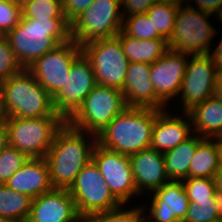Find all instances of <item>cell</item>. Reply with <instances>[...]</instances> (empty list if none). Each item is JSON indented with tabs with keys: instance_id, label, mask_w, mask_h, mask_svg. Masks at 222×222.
<instances>
[{
	"instance_id": "cell-40",
	"label": "cell",
	"mask_w": 222,
	"mask_h": 222,
	"mask_svg": "<svg viewBox=\"0 0 222 222\" xmlns=\"http://www.w3.org/2000/svg\"><path fill=\"white\" fill-rule=\"evenodd\" d=\"M214 96L217 99L222 100V70L218 71V74H217Z\"/></svg>"
},
{
	"instance_id": "cell-14",
	"label": "cell",
	"mask_w": 222,
	"mask_h": 222,
	"mask_svg": "<svg viewBox=\"0 0 222 222\" xmlns=\"http://www.w3.org/2000/svg\"><path fill=\"white\" fill-rule=\"evenodd\" d=\"M96 85L93 67L82 53L72 64L64 86L52 97L55 112L67 121Z\"/></svg>"
},
{
	"instance_id": "cell-28",
	"label": "cell",
	"mask_w": 222,
	"mask_h": 222,
	"mask_svg": "<svg viewBox=\"0 0 222 222\" xmlns=\"http://www.w3.org/2000/svg\"><path fill=\"white\" fill-rule=\"evenodd\" d=\"M21 7L22 17L27 19H66L62 0H28Z\"/></svg>"
},
{
	"instance_id": "cell-19",
	"label": "cell",
	"mask_w": 222,
	"mask_h": 222,
	"mask_svg": "<svg viewBox=\"0 0 222 222\" xmlns=\"http://www.w3.org/2000/svg\"><path fill=\"white\" fill-rule=\"evenodd\" d=\"M129 158L137 193L141 194L143 199L144 194H151L169 181L163 153L149 147L130 155Z\"/></svg>"
},
{
	"instance_id": "cell-20",
	"label": "cell",
	"mask_w": 222,
	"mask_h": 222,
	"mask_svg": "<svg viewBox=\"0 0 222 222\" xmlns=\"http://www.w3.org/2000/svg\"><path fill=\"white\" fill-rule=\"evenodd\" d=\"M168 110H162L156 116L152 129L150 147L161 153L174 149L193 134L191 120L187 113L172 115Z\"/></svg>"
},
{
	"instance_id": "cell-6",
	"label": "cell",
	"mask_w": 222,
	"mask_h": 222,
	"mask_svg": "<svg viewBox=\"0 0 222 222\" xmlns=\"http://www.w3.org/2000/svg\"><path fill=\"white\" fill-rule=\"evenodd\" d=\"M212 16L222 22L220 17L212 13L187 4L179 6L176 22L168 39L169 49L190 55L208 54L215 35H218V30L209 20Z\"/></svg>"
},
{
	"instance_id": "cell-41",
	"label": "cell",
	"mask_w": 222,
	"mask_h": 222,
	"mask_svg": "<svg viewBox=\"0 0 222 222\" xmlns=\"http://www.w3.org/2000/svg\"><path fill=\"white\" fill-rule=\"evenodd\" d=\"M214 181L216 185L217 194L222 199V165L220 166V169L215 173Z\"/></svg>"
},
{
	"instance_id": "cell-27",
	"label": "cell",
	"mask_w": 222,
	"mask_h": 222,
	"mask_svg": "<svg viewBox=\"0 0 222 222\" xmlns=\"http://www.w3.org/2000/svg\"><path fill=\"white\" fill-rule=\"evenodd\" d=\"M178 8L177 5L154 3L146 12L154 25V30H157L158 34L167 41L173 31Z\"/></svg>"
},
{
	"instance_id": "cell-13",
	"label": "cell",
	"mask_w": 222,
	"mask_h": 222,
	"mask_svg": "<svg viewBox=\"0 0 222 222\" xmlns=\"http://www.w3.org/2000/svg\"><path fill=\"white\" fill-rule=\"evenodd\" d=\"M218 69L208 54L189 55L182 79L179 99L180 112L186 113L193 106L214 96Z\"/></svg>"
},
{
	"instance_id": "cell-18",
	"label": "cell",
	"mask_w": 222,
	"mask_h": 222,
	"mask_svg": "<svg viewBox=\"0 0 222 222\" xmlns=\"http://www.w3.org/2000/svg\"><path fill=\"white\" fill-rule=\"evenodd\" d=\"M151 64L129 62L123 87V95L127 107L152 108L165 110L168 108L157 96L150 79Z\"/></svg>"
},
{
	"instance_id": "cell-7",
	"label": "cell",
	"mask_w": 222,
	"mask_h": 222,
	"mask_svg": "<svg viewBox=\"0 0 222 222\" xmlns=\"http://www.w3.org/2000/svg\"><path fill=\"white\" fill-rule=\"evenodd\" d=\"M126 108L122 90L97 84L67 123L97 136Z\"/></svg>"
},
{
	"instance_id": "cell-3",
	"label": "cell",
	"mask_w": 222,
	"mask_h": 222,
	"mask_svg": "<svg viewBox=\"0 0 222 222\" xmlns=\"http://www.w3.org/2000/svg\"><path fill=\"white\" fill-rule=\"evenodd\" d=\"M23 68L71 40L70 22L67 19L36 20L21 17L19 24L5 36Z\"/></svg>"
},
{
	"instance_id": "cell-30",
	"label": "cell",
	"mask_w": 222,
	"mask_h": 222,
	"mask_svg": "<svg viewBox=\"0 0 222 222\" xmlns=\"http://www.w3.org/2000/svg\"><path fill=\"white\" fill-rule=\"evenodd\" d=\"M122 31L127 36H132L140 40L162 38L157 30H154V25L146 13L124 16Z\"/></svg>"
},
{
	"instance_id": "cell-22",
	"label": "cell",
	"mask_w": 222,
	"mask_h": 222,
	"mask_svg": "<svg viewBox=\"0 0 222 222\" xmlns=\"http://www.w3.org/2000/svg\"><path fill=\"white\" fill-rule=\"evenodd\" d=\"M186 113L190 117L194 134L209 139L222 137V100L212 96Z\"/></svg>"
},
{
	"instance_id": "cell-1",
	"label": "cell",
	"mask_w": 222,
	"mask_h": 222,
	"mask_svg": "<svg viewBox=\"0 0 222 222\" xmlns=\"http://www.w3.org/2000/svg\"><path fill=\"white\" fill-rule=\"evenodd\" d=\"M97 136L70 126L57 132L45 159L53 188L69 189L83 167L92 160Z\"/></svg>"
},
{
	"instance_id": "cell-21",
	"label": "cell",
	"mask_w": 222,
	"mask_h": 222,
	"mask_svg": "<svg viewBox=\"0 0 222 222\" xmlns=\"http://www.w3.org/2000/svg\"><path fill=\"white\" fill-rule=\"evenodd\" d=\"M14 191L36 198L53 189L45 158H29L6 182Z\"/></svg>"
},
{
	"instance_id": "cell-42",
	"label": "cell",
	"mask_w": 222,
	"mask_h": 222,
	"mask_svg": "<svg viewBox=\"0 0 222 222\" xmlns=\"http://www.w3.org/2000/svg\"><path fill=\"white\" fill-rule=\"evenodd\" d=\"M8 145L7 130L5 124H0V152Z\"/></svg>"
},
{
	"instance_id": "cell-24",
	"label": "cell",
	"mask_w": 222,
	"mask_h": 222,
	"mask_svg": "<svg viewBox=\"0 0 222 222\" xmlns=\"http://www.w3.org/2000/svg\"><path fill=\"white\" fill-rule=\"evenodd\" d=\"M222 165L219 139L204 138L195 151L189 167V178H214Z\"/></svg>"
},
{
	"instance_id": "cell-15",
	"label": "cell",
	"mask_w": 222,
	"mask_h": 222,
	"mask_svg": "<svg viewBox=\"0 0 222 222\" xmlns=\"http://www.w3.org/2000/svg\"><path fill=\"white\" fill-rule=\"evenodd\" d=\"M149 197H152L149 202L151 205L146 202L140 203L143 205L144 213H149L145 214L147 221L183 222L185 220L190 202L182 181L169 180L159 189H155Z\"/></svg>"
},
{
	"instance_id": "cell-12",
	"label": "cell",
	"mask_w": 222,
	"mask_h": 222,
	"mask_svg": "<svg viewBox=\"0 0 222 222\" xmlns=\"http://www.w3.org/2000/svg\"><path fill=\"white\" fill-rule=\"evenodd\" d=\"M92 160L106 180L112 195L121 203H132L130 199L139 196L135 187L129 155L114 152L96 144Z\"/></svg>"
},
{
	"instance_id": "cell-4",
	"label": "cell",
	"mask_w": 222,
	"mask_h": 222,
	"mask_svg": "<svg viewBox=\"0 0 222 222\" xmlns=\"http://www.w3.org/2000/svg\"><path fill=\"white\" fill-rule=\"evenodd\" d=\"M8 117L39 118L52 115V96L24 68L0 83Z\"/></svg>"
},
{
	"instance_id": "cell-38",
	"label": "cell",
	"mask_w": 222,
	"mask_h": 222,
	"mask_svg": "<svg viewBox=\"0 0 222 222\" xmlns=\"http://www.w3.org/2000/svg\"><path fill=\"white\" fill-rule=\"evenodd\" d=\"M185 4L212 13L222 19V0H186Z\"/></svg>"
},
{
	"instance_id": "cell-44",
	"label": "cell",
	"mask_w": 222,
	"mask_h": 222,
	"mask_svg": "<svg viewBox=\"0 0 222 222\" xmlns=\"http://www.w3.org/2000/svg\"><path fill=\"white\" fill-rule=\"evenodd\" d=\"M156 3H161V4H170V5H177L181 6L182 4H185L186 0H155Z\"/></svg>"
},
{
	"instance_id": "cell-31",
	"label": "cell",
	"mask_w": 222,
	"mask_h": 222,
	"mask_svg": "<svg viewBox=\"0 0 222 222\" xmlns=\"http://www.w3.org/2000/svg\"><path fill=\"white\" fill-rule=\"evenodd\" d=\"M222 217V199L211 202H190L183 222H212Z\"/></svg>"
},
{
	"instance_id": "cell-47",
	"label": "cell",
	"mask_w": 222,
	"mask_h": 222,
	"mask_svg": "<svg viewBox=\"0 0 222 222\" xmlns=\"http://www.w3.org/2000/svg\"><path fill=\"white\" fill-rule=\"evenodd\" d=\"M212 222H222V217L213 220Z\"/></svg>"
},
{
	"instance_id": "cell-46",
	"label": "cell",
	"mask_w": 222,
	"mask_h": 222,
	"mask_svg": "<svg viewBox=\"0 0 222 222\" xmlns=\"http://www.w3.org/2000/svg\"><path fill=\"white\" fill-rule=\"evenodd\" d=\"M0 222H11V221L9 219L0 216Z\"/></svg>"
},
{
	"instance_id": "cell-10",
	"label": "cell",
	"mask_w": 222,
	"mask_h": 222,
	"mask_svg": "<svg viewBox=\"0 0 222 222\" xmlns=\"http://www.w3.org/2000/svg\"><path fill=\"white\" fill-rule=\"evenodd\" d=\"M81 49L93 67L97 84L123 90L129 61L117 37L96 39Z\"/></svg>"
},
{
	"instance_id": "cell-11",
	"label": "cell",
	"mask_w": 222,
	"mask_h": 222,
	"mask_svg": "<svg viewBox=\"0 0 222 222\" xmlns=\"http://www.w3.org/2000/svg\"><path fill=\"white\" fill-rule=\"evenodd\" d=\"M81 54V46L71 39L57 45L26 69L53 97L64 86L72 64Z\"/></svg>"
},
{
	"instance_id": "cell-17",
	"label": "cell",
	"mask_w": 222,
	"mask_h": 222,
	"mask_svg": "<svg viewBox=\"0 0 222 222\" xmlns=\"http://www.w3.org/2000/svg\"><path fill=\"white\" fill-rule=\"evenodd\" d=\"M26 222H85L68 189L53 188L32 199Z\"/></svg>"
},
{
	"instance_id": "cell-26",
	"label": "cell",
	"mask_w": 222,
	"mask_h": 222,
	"mask_svg": "<svg viewBox=\"0 0 222 222\" xmlns=\"http://www.w3.org/2000/svg\"><path fill=\"white\" fill-rule=\"evenodd\" d=\"M32 199L29 195L14 191L5 184H0V216L11 222H26Z\"/></svg>"
},
{
	"instance_id": "cell-9",
	"label": "cell",
	"mask_w": 222,
	"mask_h": 222,
	"mask_svg": "<svg viewBox=\"0 0 222 222\" xmlns=\"http://www.w3.org/2000/svg\"><path fill=\"white\" fill-rule=\"evenodd\" d=\"M79 216L88 222L94 215L114 210L122 204L112 195L106 180L93 160H90L76 176L68 189Z\"/></svg>"
},
{
	"instance_id": "cell-45",
	"label": "cell",
	"mask_w": 222,
	"mask_h": 222,
	"mask_svg": "<svg viewBox=\"0 0 222 222\" xmlns=\"http://www.w3.org/2000/svg\"><path fill=\"white\" fill-rule=\"evenodd\" d=\"M15 3L19 4V5H23L25 2H27L28 0H13Z\"/></svg>"
},
{
	"instance_id": "cell-33",
	"label": "cell",
	"mask_w": 222,
	"mask_h": 222,
	"mask_svg": "<svg viewBox=\"0 0 222 222\" xmlns=\"http://www.w3.org/2000/svg\"><path fill=\"white\" fill-rule=\"evenodd\" d=\"M126 205L94 215L88 222H144L145 213L142 205L125 209Z\"/></svg>"
},
{
	"instance_id": "cell-23",
	"label": "cell",
	"mask_w": 222,
	"mask_h": 222,
	"mask_svg": "<svg viewBox=\"0 0 222 222\" xmlns=\"http://www.w3.org/2000/svg\"><path fill=\"white\" fill-rule=\"evenodd\" d=\"M116 37L121 41L129 62L152 64L169 50L168 41L164 38L140 40L127 36L122 30Z\"/></svg>"
},
{
	"instance_id": "cell-37",
	"label": "cell",
	"mask_w": 222,
	"mask_h": 222,
	"mask_svg": "<svg viewBox=\"0 0 222 222\" xmlns=\"http://www.w3.org/2000/svg\"><path fill=\"white\" fill-rule=\"evenodd\" d=\"M93 2L94 0H62L65 18L71 22Z\"/></svg>"
},
{
	"instance_id": "cell-29",
	"label": "cell",
	"mask_w": 222,
	"mask_h": 222,
	"mask_svg": "<svg viewBox=\"0 0 222 222\" xmlns=\"http://www.w3.org/2000/svg\"><path fill=\"white\" fill-rule=\"evenodd\" d=\"M182 182L189 202H211L220 198L216 191L214 178L190 177Z\"/></svg>"
},
{
	"instance_id": "cell-16",
	"label": "cell",
	"mask_w": 222,
	"mask_h": 222,
	"mask_svg": "<svg viewBox=\"0 0 222 222\" xmlns=\"http://www.w3.org/2000/svg\"><path fill=\"white\" fill-rule=\"evenodd\" d=\"M189 55L169 49L163 56L151 64L150 79L156 96L168 107L170 101H176L186 72Z\"/></svg>"
},
{
	"instance_id": "cell-43",
	"label": "cell",
	"mask_w": 222,
	"mask_h": 222,
	"mask_svg": "<svg viewBox=\"0 0 222 222\" xmlns=\"http://www.w3.org/2000/svg\"><path fill=\"white\" fill-rule=\"evenodd\" d=\"M7 118L8 114L4 106L3 94L0 90V124H5Z\"/></svg>"
},
{
	"instance_id": "cell-39",
	"label": "cell",
	"mask_w": 222,
	"mask_h": 222,
	"mask_svg": "<svg viewBox=\"0 0 222 222\" xmlns=\"http://www.w3.org/2000/svg\"><path fill=\"white\" fill-rule=\"evenodd\" d=\"M220 33H222V31ZM218 41H219L218 44L217 43L216 44L214 43V45L212 44L211 47H215V48L210 49L208 55L215 63V66L217 67L218 71H221L222 70V37Z\"/></svg>"
},
{
	"instance_id": "cell-32",
	"label": "cell",
	"mask_w": 222,
	"mask_h": 222,
	"mask_svg": "<svg viewBox=\"0 0 222 222\" xmlns=\"http://www.w3.org/2000/svg\"><path fill=\"white\" fill-rule=\"evenodd\" d=\"M28 160L29 157L26 154L7 145L0 152V184H6L9 178Z\"/></svg>"
},
{
	"instance_id": "cell-25",
	"label": "cell",
	"mask_w": 222,
	"mask_h": 222,
	"mask_svg": "<svg viewBox=\"0 0 222 222\" xmlns=\"http://www.w3.org/2000/svg\"><path fill=\"white\" fill-rule=\"evenodd\" d=\"M199 135L192 134L174 149L165 153V171L169 180L183 181L189 178V167L198 144L203 140Z\"/></svg>"
},
{
	"instance_id": "cell-35",
	"label": "cell",
	"mask_w": 222,
	"mask_h": 222,
	"mask_svg": "<svg viewBox=\"0 0 222 222\" xmlns=\"http://www.w3.org/2000/svg\"><path fill=\"white\" fill-rule=\"evenodd\" d=\"M21 17V5L13 0H0V33L3 36H6L19 24Z\"/></svg>"
},
{
	"instance_id": "cell-5",
	"label": "cell",
	"mask_w": 222,
	"mask_h": 222,
	"mask_svg": "<svg viewBox=\"0 0 222 222\" xmlns=\"http://www.w3.org/2000/svg\"><path fill=\"white\" fill-rule=\"evenodd\" d=\"M66 122L57 112L31 119L8 117L5 122L8 145L29 158H45L57 132Z\"/></svg>"
},
{
	"instance_id": "cell-2",
	"label": "cell",
	"mask_w": 222,
	"mask_h": 222,
	"mask_svg": "<svg viewBox=\"0 0 222 222\" xmlns=\"http://www.w3.org/2000/svg\"><path fill=\"white\" fill-rule=\"evenodd\" d=\"M161 111L127 107L97 135V144L129 156L149 148L154 121Z\"/></svg>"
},
{
	"instance_id": "cell-8",
	"label": "cell",
	"mask_w": 222,
	"mask_h": 222,
	"mask_svg": "<svg viewBox=\"0 0 222 222\" xmlns=\"http://www.w3.org/2000/svg\"><path fill=\"white\" fill-rule=\"evenodd\" d=\"M120 0H94L70 22L71 39L80 46L96 40L116 37L122 30Z\"/></svg>"
},
{
	"instance_id": "cell-36",
	"label": "cell",
	"mask_w": 222,
	"mask_h": 222,
	"mask_svg": "<svg viewBox=\"0 0 222 222\" xmlns=\"http://www.w3.org/2000/svg\"><path fill=\"white\" fill-rule=\"evenodd\" d=\"M124 16L146 13L156 3L155 0H120Z\"/></svg>"
},
{
	"instance_id": "cell-34",
	"label": "cell",
	"mask_w": 222,
	"mask_h": 222,
	"mask_svg": "<svg viewBox=\"0 0 222 222\" xmlns=\"http://www.w3.org/2000/svg\"><path fill=\"white\" fill-rule=\"evenodd\" d=\"M23 69L10 46L9 40L2 36L0 38V83Z\"/></svg>"
}]
</instances>
